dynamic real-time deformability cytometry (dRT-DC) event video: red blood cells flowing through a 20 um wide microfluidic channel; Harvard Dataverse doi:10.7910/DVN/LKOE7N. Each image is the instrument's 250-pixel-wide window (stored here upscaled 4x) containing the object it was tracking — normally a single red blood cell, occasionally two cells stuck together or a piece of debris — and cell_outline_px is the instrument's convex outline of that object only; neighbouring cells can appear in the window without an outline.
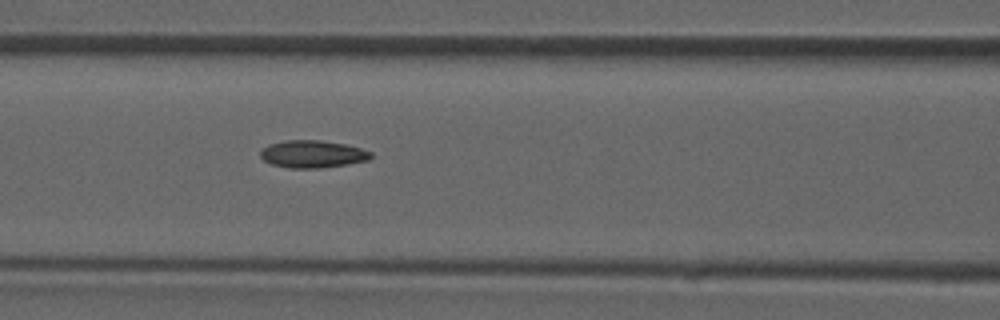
{"species": "common noctule bat (a hibernating species)", "species_latin": "Nyctalus noctula", "temperature_condition": "room temperature", "stored_images_in_passage": 46, "camera_frame_rate_fps": 3000, "um_per_image_px": 0.085, "animal": {"sex": "male", "forearm_length_mm": 52.5}, "frame": {"image": 1, "passage_image": 20, "time_ms": 6.333, "image_size_px": [1000, 320], "cell_outline_px": [[372, 156], [368, 160], [348, 164], [320, 168], [292, 168], [272, 164], [264, 160], [260, 156], [260, 152], [268, 144], [284, 140], [320, 140], [344, 144], [360, 148], [372, 152]], "centroid_in_image_um": [26.57, 13.09], "position_along_channel_um": 140.0, "area_um2": 17.57}}